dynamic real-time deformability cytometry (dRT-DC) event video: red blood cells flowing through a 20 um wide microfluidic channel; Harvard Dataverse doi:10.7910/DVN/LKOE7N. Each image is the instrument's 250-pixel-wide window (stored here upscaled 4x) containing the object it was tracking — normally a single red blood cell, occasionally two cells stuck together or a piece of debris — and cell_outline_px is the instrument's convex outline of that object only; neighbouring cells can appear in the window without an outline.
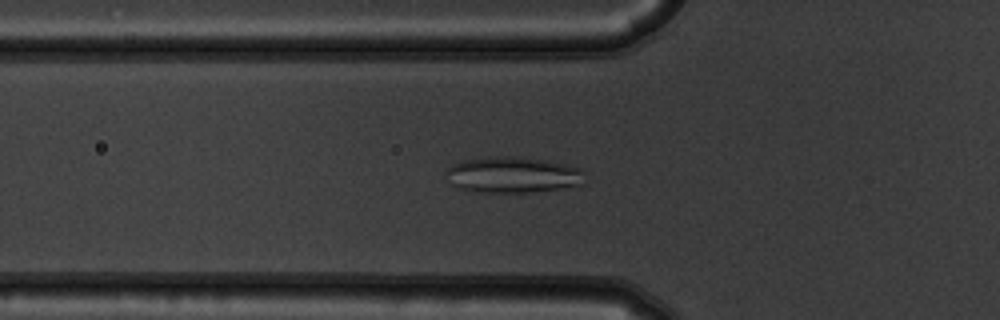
{"species": "common noctule bat (a hibernating species)", "species_latin": "Nyctalus noctula", "temperature_condition": "warm", "stored_images_in_passage": 38, "segment_of_instrument_passage": [1, 2], "camera_frame_rate_fps": 3000, "um_per_image_px": 0.085, "animal": {"sex": "male", "body_mass_g": 19.5, "forearm_length_mm": 54.6}, "frame": {"image": 1, "passage_image": 2, "time_ms": 0.333, "image_size_px": [1000, 320], "cell_outline_px": [[584, 184], [560, 188], [528, 192], [476, 192], [456, 188], [452, 184], [444, 172], [452, 164], [464, 160], [496, 156], [520, 156], [544, 160], [564, 164], [580, 168], [584, 172]], "centroid_in_image_um": [43.56, 14.86], "position_along_channel_um": 82.2, "area_um2": 29.19}}
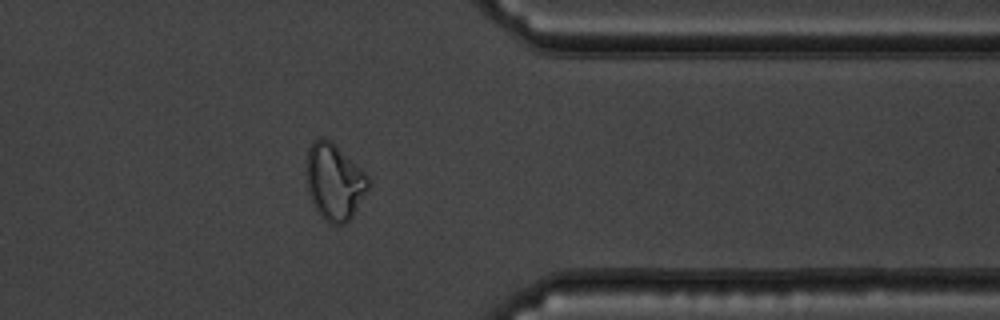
{"frame": {"image": 2, "passage_image": 27, "time_ms": 8.667, "image_size_px": [1000, 320], "cell_outline_px": [[368, 188], [352, 216], [344, 224], [332, 224], [324, 220], [320, 216], [308, 192], [304, 172], [304, 160], [308, 148], [312, 140], [320, 136], [332, 140], [368, 176]], "centroid_in_image_um": [28.35, 15.39], "position_along_channel_um": 383.1, "area_um2": 27.92}}
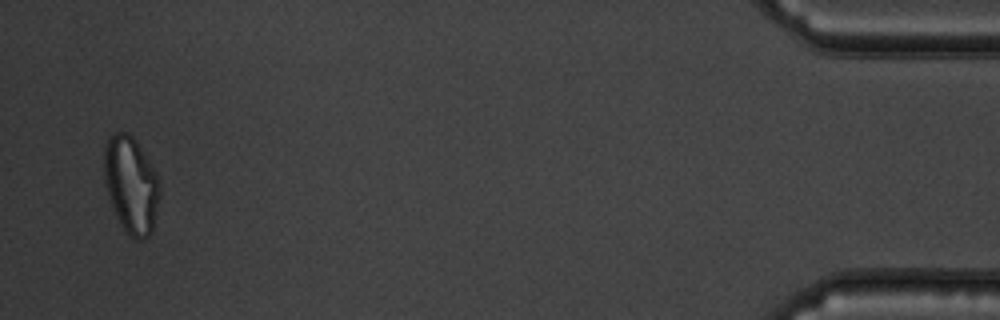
{"frame": {"image": 3, "passage_image": 36, "time_ms": 11.667, "image_size_px": [1000, 320], "cell_outline_px": [[160, 196], [152, 232], [148, 236], [140, 240], [136, 240], [128, 236], [124, 232], [116, 216], [108, 196], [104, 180], [104, 144], [108, 136], [116, 132], [128, 132], [136, 140], [156, 172], [160, 180]], "centroid_in_image_um": [11.14, 15.72], "position_along_channel_um": 424.1, "area_um2": 31.91}}